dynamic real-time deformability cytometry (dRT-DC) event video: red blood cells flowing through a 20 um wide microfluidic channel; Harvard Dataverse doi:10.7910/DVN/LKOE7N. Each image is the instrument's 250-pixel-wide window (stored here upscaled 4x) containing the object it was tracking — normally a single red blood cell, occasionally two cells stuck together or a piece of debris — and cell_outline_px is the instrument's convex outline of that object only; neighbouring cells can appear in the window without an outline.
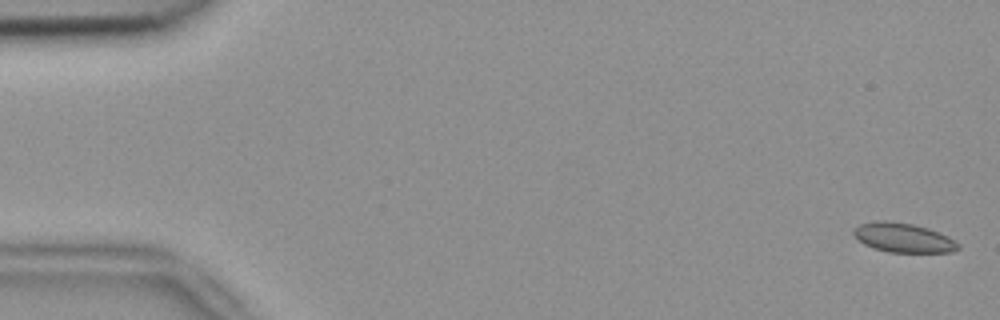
{"species": "common noctule bat (a hibernating species)", "species_latin": "Nyctalus noctula", "temperature_condition": "room temperature", "stored_images_in_passage": 56, "camera_frame_rate_fps": 3000, "um_per_image_px": 0.085, "animal": {"sex": "female", "body_mass_g": 18.4}, "frame": {"image": 1, "passage_image": 2, "time_ms": 0.333, "image_size_px": [1000, 320], "cell_outline_px": [[960, 248], [952, 252], [888, 252], [872, 248], [864, 244], [852, 232], [852, 228], [860, 224], [876, 220], [884, 220], [912, 224], [928, 228], [948, 236], [960, 244]], "centroid_in_image_um": [76.77, 20.2], "position_along_channel_um": 8.2, "area_um2": 17.92}}
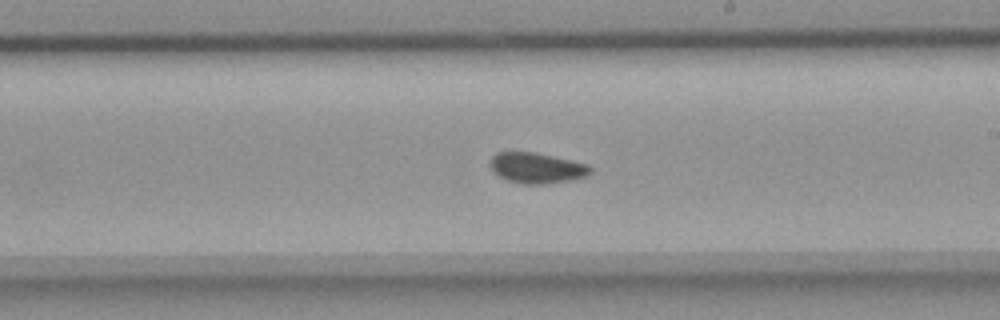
{"frame": {"image": 2, "passage_image": 32, "time_ms": 10.333, "image_size_px": [1000, 320], "cell_outline_px": [[592, 172], [588, 176], [572, 180], [544, 184], [524, 184], [508, 180], [500, 176], [488, 164], [492, 156], [496, 152], [536, 152], [588, 164], [592, 168]], "centroid_in_image_um": [45.66, 14.27], "position_along_channel_um": 243.3, "area_um2": 17.92}}
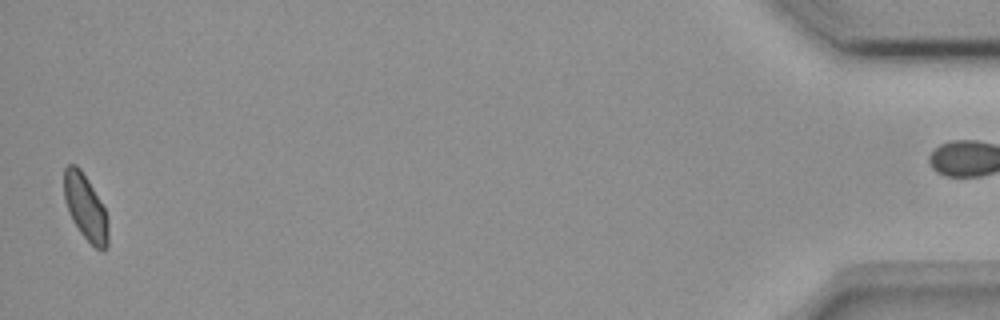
{"frame": {"image": 3, "passage_image": 54, "time_ms": 17.667, "image_size_px": [1000, 320], "cell_outline_px": [[108, 244], [104, 252], [100, 252], [80, 232], [72, 220], [68, 212], [64, 200], [64, 168], [68, 164], [76, 164], [80, 168], [88, 180], [104, 208], [108, 220]], "centroid_in_image_um": [7.26, 17.64], "position_along_channel_um": 427.9, "area_um2": 16.94}, "authors_computed_cell_mechanics": {"area_um2": 17.629, "velocity_mm_per_s": 3.7717, "shape_relaxation_time_tau1_ms": null, "shape_relaxation_time_tau2_ms": 1.4759, "deformation_change_tau1": null, "deformation_change_tau2": 0.041}}